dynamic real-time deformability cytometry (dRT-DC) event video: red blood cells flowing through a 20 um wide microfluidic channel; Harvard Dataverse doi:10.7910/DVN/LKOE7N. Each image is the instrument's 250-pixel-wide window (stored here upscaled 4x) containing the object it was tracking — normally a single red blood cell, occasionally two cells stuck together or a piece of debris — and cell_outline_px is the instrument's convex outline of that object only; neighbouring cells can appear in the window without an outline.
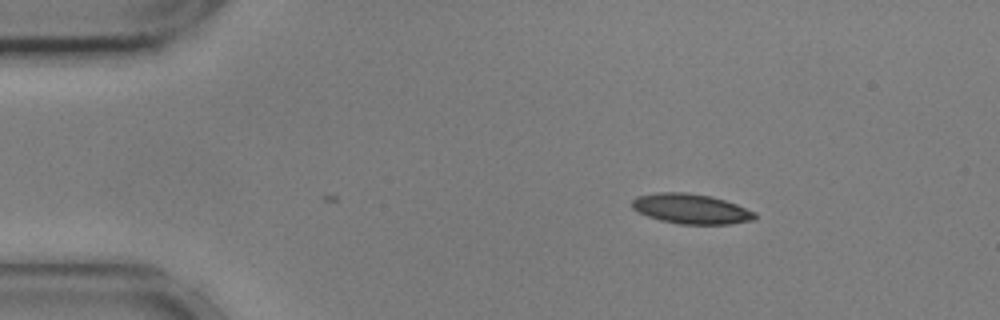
{"species": "common noctule bat (a hibernating species)", "species_latin": "Nyctalus noctula", "temperature_condition": "cold", "stored_images_in_passage": 7, "camera_frame_rate_fps": 3000, "um_per_image_px": 0.085, "animal": {"sex": "male", "body_mass_g": 17.9, "forearm_length_mm": 54.2}, "frame": {"image": 1, "passage_image": 7, "time_ms": 2.0, "image_size_px": [1000, 320], "cell_outline_px": [[756, 216], [752, 220], [728, 224], [680, 224], [660, 220], [648, 216], [632, 208], [632, 200], [636, 196], [656, 192], [684, 192], [712, 196], [736, 204], [756, 212]], "centroid_in_image_um": [58.72, 17.74], "position_along_channel_um": 26.3, "area_um2": 21.39}}